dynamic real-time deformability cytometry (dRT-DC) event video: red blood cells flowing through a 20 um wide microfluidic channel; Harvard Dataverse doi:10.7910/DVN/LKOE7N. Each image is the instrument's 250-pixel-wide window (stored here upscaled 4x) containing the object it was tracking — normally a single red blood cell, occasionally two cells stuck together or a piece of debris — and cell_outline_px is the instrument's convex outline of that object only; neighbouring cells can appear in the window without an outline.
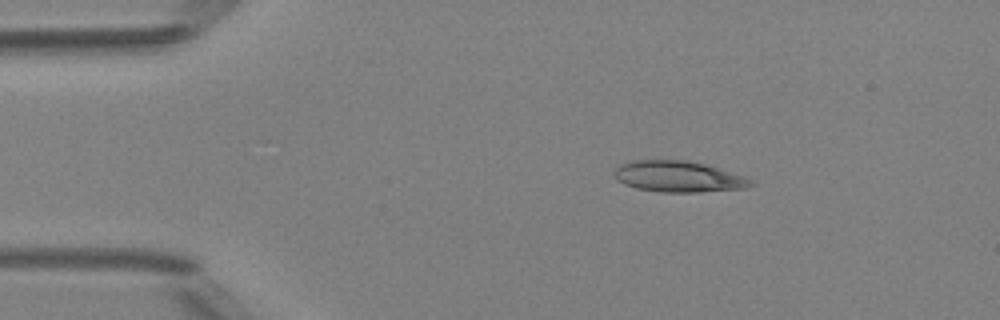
{"species": "Egyptian fruit bat (a non-hibernating species)", "species_latin": "Rousettus aegyptiacus", "temperature_condition": "room temperature", "stored_images_in_passage": 4, "camera_frame_rate_fps": 3000, "um_per_image_px": 0.085, "animal": {"sex": "female"}, "frame": {"image": 1, "passage_image": 2, "time_ms": 1.333, "image_size_px": [1000, 320], "cell_outline_px": [[756, 184], [744, 188], [700, 192], [660, 192], [636, 188], [624, 184], [616, 180], [612, 172], [620, 164], [636, 160], [684, 160], [704, 164], [720, 168], [756, 180]], "centroid_in_image_um": [57.68, 15.01], "position_along_channel_um": 27.3, "area_um2": 24.91}}
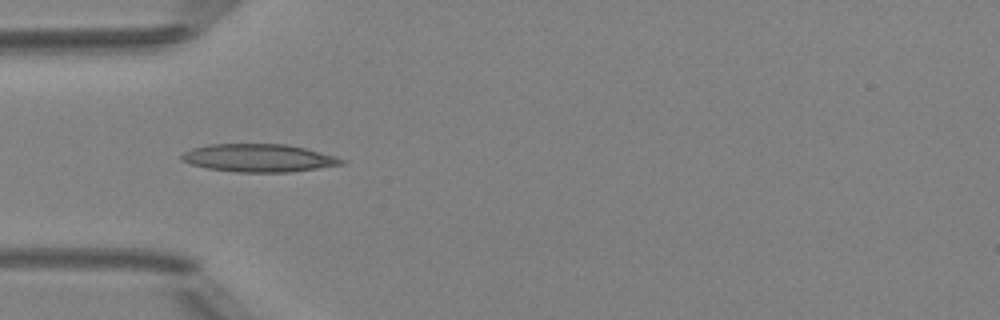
{"frame": {"image": 2, "passage_image": 4, "time_ms": 3.667, "image_size_px": [1000, 320], "cell_outline_px": [[344, 164], [288, 172], [236, 172], [208, 168], [192, 164], [180, 160], [180, 156], [184, 152], [192, 148], [208, 144], [284, 144], [304, 148], [336, 156], [344, 160]], "centroid_in_image_um": [21.95, 13.42], "position_along_channel_um": 63.0, "area_um2": 25.78}}